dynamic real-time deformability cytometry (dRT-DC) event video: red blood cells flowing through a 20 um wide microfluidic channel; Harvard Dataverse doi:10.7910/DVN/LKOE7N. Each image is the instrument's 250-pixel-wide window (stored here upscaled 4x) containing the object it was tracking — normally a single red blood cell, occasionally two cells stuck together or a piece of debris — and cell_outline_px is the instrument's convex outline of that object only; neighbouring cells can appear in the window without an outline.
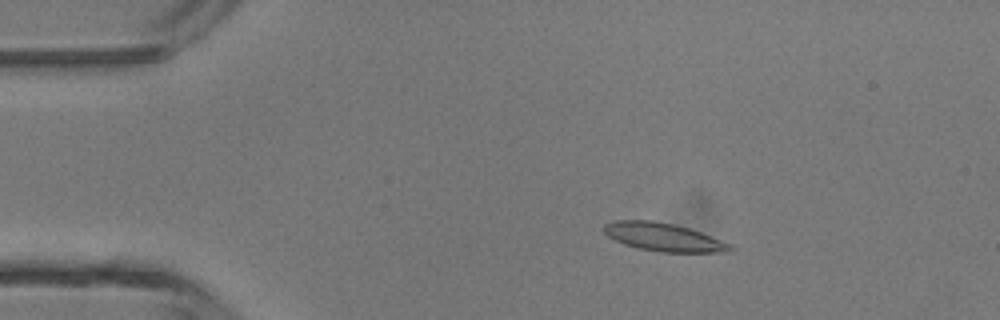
{"species": "common noctule bat (a hibernating species)", "species_latin": "Nyctalus noctula", "temperature_condition": "room temperature", "stored_images_in_passage": 6, "camera_frame_rate_fps": 3000, "um_per_image_px": 0.085, "animal": {"sex": "male", "body_mass_g": 13.3}, "frame": {"image": 1, "passage_image": 3, "time_ms": 0.667, "image_size_px": [1000, 320], "cell_outline_px": [[736, 252], [660, 252], [640, 248], [624, 244], [608, 236], [604, 232], [604, 224], [616, 220], [652, 220], [672, 224], [688, 228], [700, 232], [732, 244], [736, 248]], "centroid_in_image_um": [56.46, 20.16], "position_along_channel_um": 28.5, "area_um2": 20.69}}
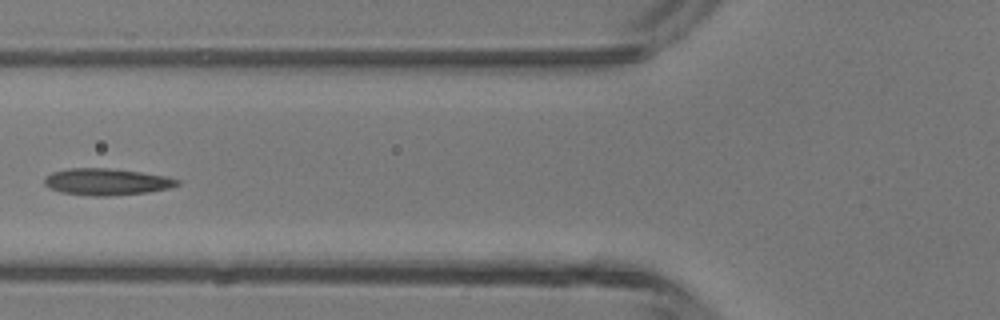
{"frame": {"image": 2, "passage_image": 6, "time_ms": 1.667, "image_size_px": [1000, 320], "cell_outline_px": [[180, 184], [168, 188], [148, 192], [108, 196], [92, 196], [60, 192], [48, 188], [44, 184], [44, 176], [52, 172], [68, 168], [108, 168], [140, 172], [168, 176], [180, 180]], "centroid_in_image_um": [9.03, 15.45], "position_along_channel_um": 116.8, "area_um2": 20.81}}